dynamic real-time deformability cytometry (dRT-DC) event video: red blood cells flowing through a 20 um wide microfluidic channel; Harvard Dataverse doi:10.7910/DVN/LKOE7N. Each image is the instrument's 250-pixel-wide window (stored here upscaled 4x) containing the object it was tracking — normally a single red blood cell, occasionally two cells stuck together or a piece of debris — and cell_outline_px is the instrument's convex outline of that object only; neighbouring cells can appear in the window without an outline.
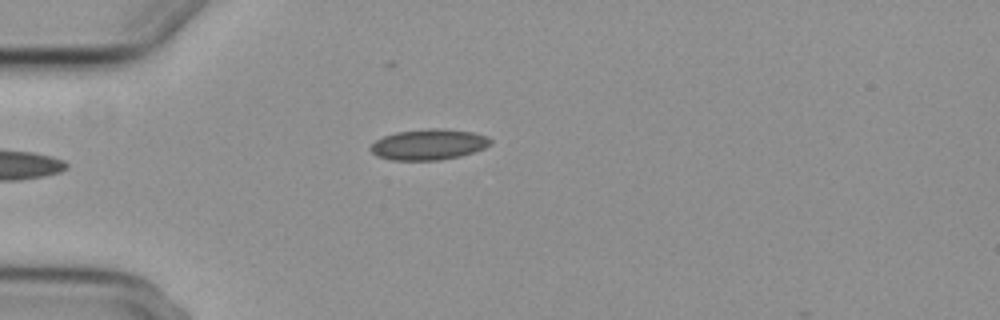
{"species": "common noctule bat (a hibernating species)", "species_latin": "Nyctalus noctula", "temperature_condition": "cold", "stored_images_in_passage": 3, "camera_frame_rate_fps": 3000, "um_per_image_px": 0.085, "animal": {"sex": "female", "body_mass_g": 29.2, "forearm_length_mm": 56.3}, "frame": {"image": 1, "passage_image": 1, "time_ms": 0.0, "image_size_px": [1000, 320], "cell_outline_px": [[492, 144], [484, 148], [460, 156], [440, 160], [392, 160], [376, 156], [368, 148], [376, 140], [384, 136], [396, 132], [428, 128], [440, 128], [472, 132], [488, 136], [492, 140]], "centroid_in_image_um": [36.44, 12.28], "position_along_channel_um": 48.6, "area_um2": 21.56}}
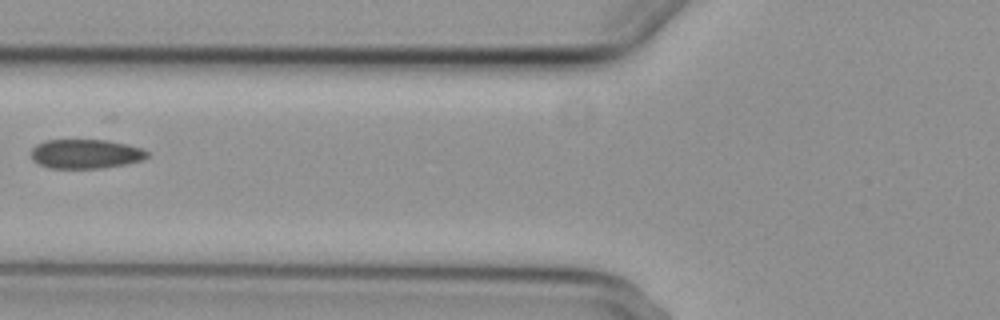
{"frame": {"image": 2, "passage_image": 3, "time_ms": 2.333, "image_size_px": [1000, 320], "cell_outline_px": [[148, 156], [144, 160], [104, 168], [48, 168], [32, 160], [32, 148], [36, 144], [44, 140], [108, 140], [128, 144], [140, 148], [148, 152]], "centroid_in_image_um": [7.28, 13.08], "position_along_channel_um": 118.5, "area_um2": 19.88}}